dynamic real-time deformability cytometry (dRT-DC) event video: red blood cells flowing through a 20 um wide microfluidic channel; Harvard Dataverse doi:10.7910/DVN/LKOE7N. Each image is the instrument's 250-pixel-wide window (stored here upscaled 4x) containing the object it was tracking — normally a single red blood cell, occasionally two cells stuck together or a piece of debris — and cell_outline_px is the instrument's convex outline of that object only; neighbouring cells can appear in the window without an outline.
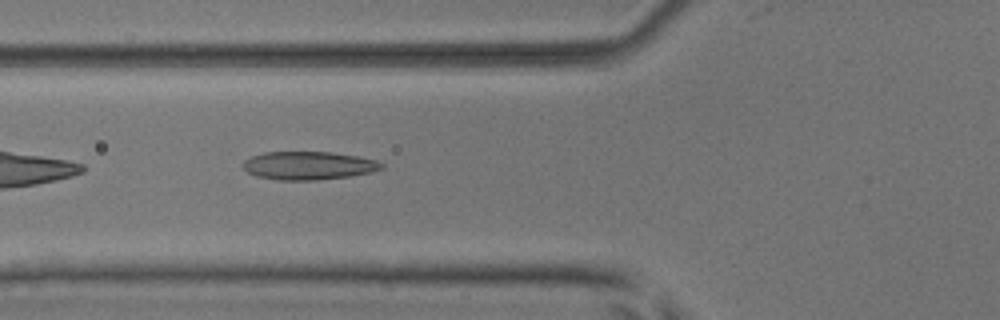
{"species": "common noctule bat (a hibernating species)", "species_latin": "Nyctalus noctula", "temperature_condition": "room temperature", "stored_images_in_passage": 37, "camera_frame_rate_fps": 3000, "um_per_image_px": 0.085, "animal": {"sex": "male", "body_mass_g": 17.9, "forearm_length_mm": 54.2}, "frame": {"image": 1, "passage_image": 4, "time_ms": 1.0, "image_size_px": [1000, 320], "cell_outline_px": [[384, 168], [372, 172], [352, 176], [316, 180], [276, 180], [256, 176], [248, 172], [244, 168], [244, 160], [252, 156], [264, 152], [332, 152], [360, 156], [376, 160], [384, 164]], "centroid_in_image_um": [26.27, 14.07], "position_along_channel_um": 99.5, "area_um2": 22.95}}
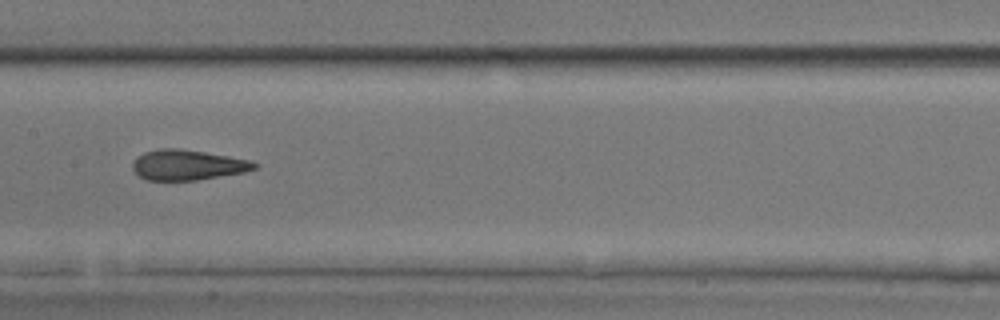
{"frame": {"image": 2, "passage_image": 11, "time_ms": 3.333, "image_size_px": [1000, 320], "cell_outline_px": [[260, 164], [256, 168], [244, 172], [196, 180], [148, 180], [140, 176], [132, 168], [132, 164], [144, 152], [160, 148], [180, 148], [228, 156], [248, 160]], "centroid_in_image_um": [15.96, 14.02], "position_along_channel_um": 191.4, "area_um2": 21.21}}
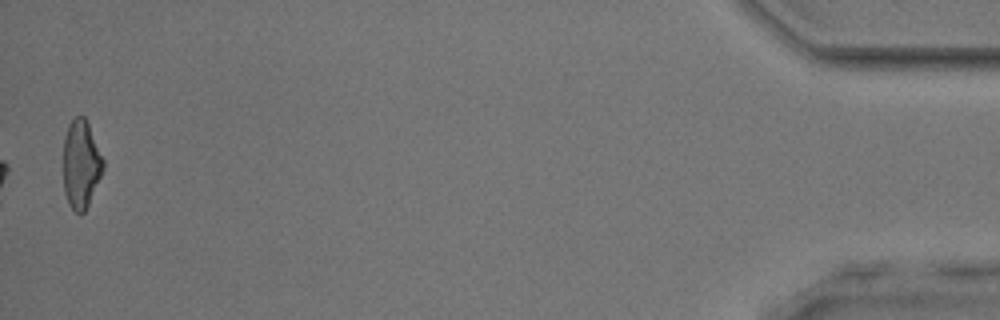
{"frame": {"image": 3, "passage_image": 36, "time_ms": 11.667, "image_size_px": [1000, 320], "cell_outline_px": [[104, 168], [88, 204], [84, 212], [80, 216], [68, 204], [64, 192], [64, 136], [68, 124], [76, 116], [84, 116], [88, 124], [104, 160]], "centroid_in_image_um": [6.88, 13.96], "position_along_channel_um": 428.3, "area_um2": 20.35}, "authors_computed_cell_mechanics": {"area_um2": 21.5594, "velocity_mm_per_s": 3.9359, "shape_relaxation_time_tau1_ms": 5.1471, "shape_relaxation_time_tau2_ms": 1.492, "deformation_change_tau1": 0.1622, "deformation_change_tau2": 0.0956}}